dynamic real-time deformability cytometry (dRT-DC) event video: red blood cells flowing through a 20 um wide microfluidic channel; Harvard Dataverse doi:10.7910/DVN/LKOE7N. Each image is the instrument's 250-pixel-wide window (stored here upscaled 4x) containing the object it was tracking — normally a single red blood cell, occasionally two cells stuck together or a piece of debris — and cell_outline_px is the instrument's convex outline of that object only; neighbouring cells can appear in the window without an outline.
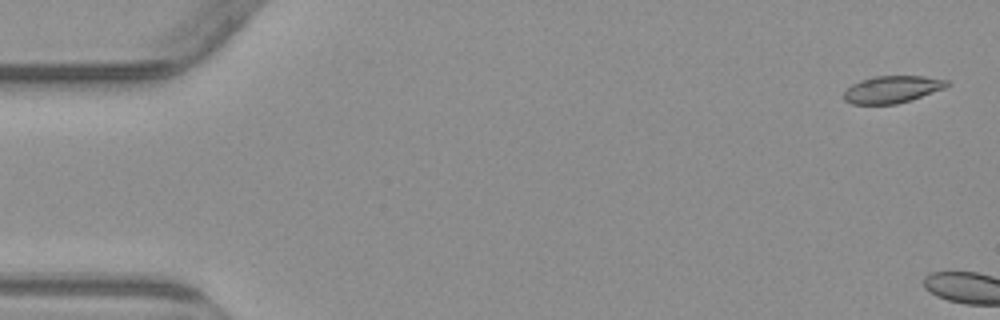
{"species": "common noctule bat (a hibernating species)", "species_latin": "Nyctalus noctula", "temperature_condition": "warm", "stored_images_in_passage": 6, "camera_frame_rate_fps": 3000, "um_per_image_px": 0.085, "animal": {"sex": "male", "body_mass_g": 23.1, "forearm_length_mm": 52.7}, "frame": {"image": 1, "passage_image": 1, "time_ms": 0.0, "image_size_px": [1000, 320], "cell_outline_px": [[952, 84], [944, 88], [912, 100], [896, 104], [852, 104], [844, 100], [844, 92], [852, 84], [860, 80], [876, 76], [924, 76], [948, 80]], "centroid_in_image_um": [75.86, 7.59], "position_along_channel_um": 9.1, "area_um2": 16.36}}
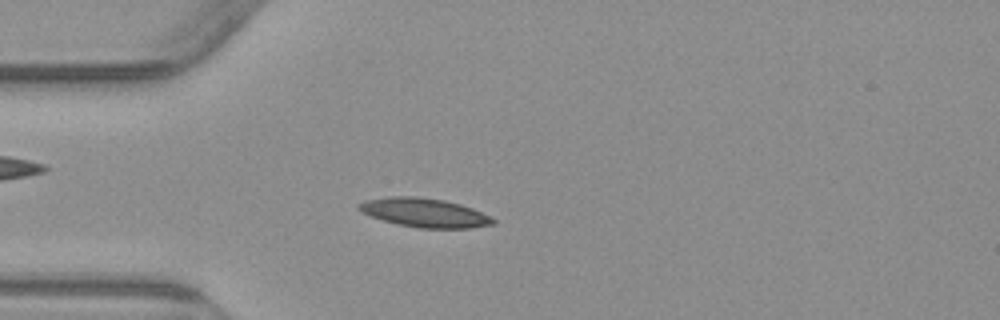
{"frame": {"image": 2, "passage_image": 5, "time_ms": 5.667, "image_size_px": [1000, 320], "cell_outline_px": [[496, 224], [468, 228], [420, 228], [396, 224], [360, 212], [356, 208], [356, 204], [364, 200], [388, 196], [416, 196], [444, 200], [460, 204], [472, 208], [496, 220]], "centroid_in_image_um": [36.03, 18.07], "position_along_channel_um": 49.0, "area_um2": 22.72}}